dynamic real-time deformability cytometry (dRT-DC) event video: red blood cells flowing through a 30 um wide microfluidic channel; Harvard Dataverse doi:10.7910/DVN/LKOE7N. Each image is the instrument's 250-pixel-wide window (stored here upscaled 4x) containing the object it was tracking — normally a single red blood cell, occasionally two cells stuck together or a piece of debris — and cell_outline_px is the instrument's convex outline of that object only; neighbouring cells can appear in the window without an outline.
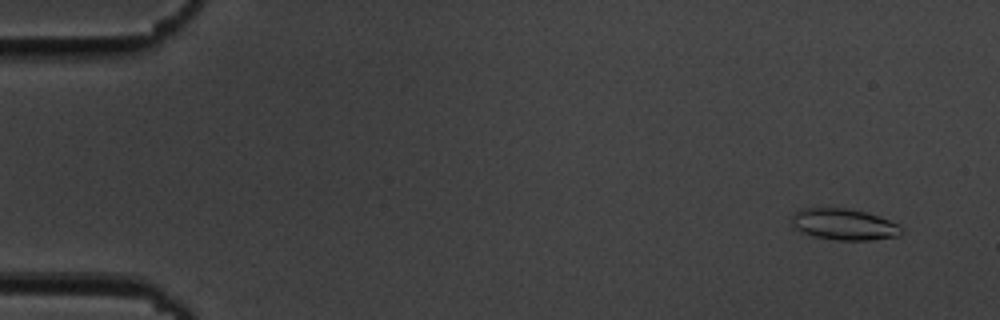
{"species": "common noctule bat (a hibernating species)", "species_latin": "Nyctalus noctula", "temperature_condition": "cold", "stored_images_in_passage": 55, "camera_frame_rate_fps": 3000, "um_per_image_px": 0.085, "animal": {"sex": "male", "body_mass_g": 19.5, "forearm_length_mm": 54.6}, "frame": {"image": 1, "passage_image": 4, "time_ms": 1.0, "image_size_px": [1000, 320], "cell_outline_px": [[900, 236], [872, 240], [836, 240], [812, 236], [796, 228], [792, 224], [792, 216], [796, 212], [804, 208], [848, 208], [864, 212], [888, 220], [896, 224], [900, 228]], "centroid_in_image_um": [71.71, 19.08], "position_along_channel_um": 13.3, "area_um2": 19.65}}
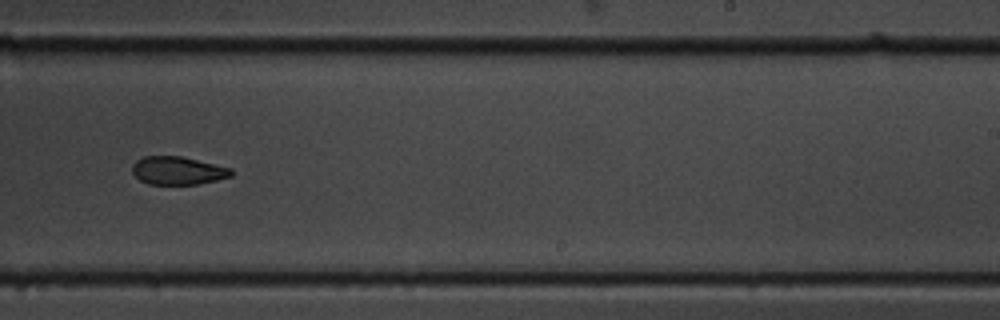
{"frame": {"image": 2, "passage_image": 35, "time_ms": 11.333, "image_size_px": [1000, 320], "cell_outline_px": [[232, 176], [216, 180], [196, 184], [148, 184], [140, 180], [132, 172], [132, 164], [136, 160], [144, 156], [180, 156], [232, 168]], "centroid_in_image_um": [15.09, 14.5], "position_along_channel_um": 273.9, "area_um2": 16.13}}
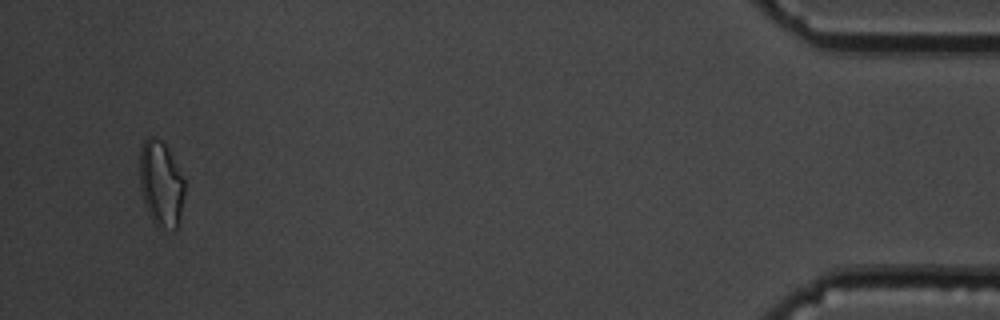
{"frame": {"image": 3, "passage_image": 53, "time_ms": 17.333, "image_size_px": [1000, 320], "cell_outline_px": [[184, 192], [180, 224], [172, 232], [156, 224], [152, 220], [144, 204], [140, 188], [140, 148], [144, 140], [148, 136], [152, 136], [160, 140], [168, 148], [184, 180]], "centroid_in_image_um": [13.68, 15.65], "position_along_channel_um": 421.5, "area_um2": 22.54}, "authors_computed_cell_mechanics": {"area_um2": 18.1492, "velocity_mm_per_s": 3.6892, "shape_relaxation_time_tau1_ms": 3.8605, "shape_relaxation_time_tau2_ms": 9.0047, "deformation_change_tau1": 0.1193, "deformation_change_tau2": 0.1706}}